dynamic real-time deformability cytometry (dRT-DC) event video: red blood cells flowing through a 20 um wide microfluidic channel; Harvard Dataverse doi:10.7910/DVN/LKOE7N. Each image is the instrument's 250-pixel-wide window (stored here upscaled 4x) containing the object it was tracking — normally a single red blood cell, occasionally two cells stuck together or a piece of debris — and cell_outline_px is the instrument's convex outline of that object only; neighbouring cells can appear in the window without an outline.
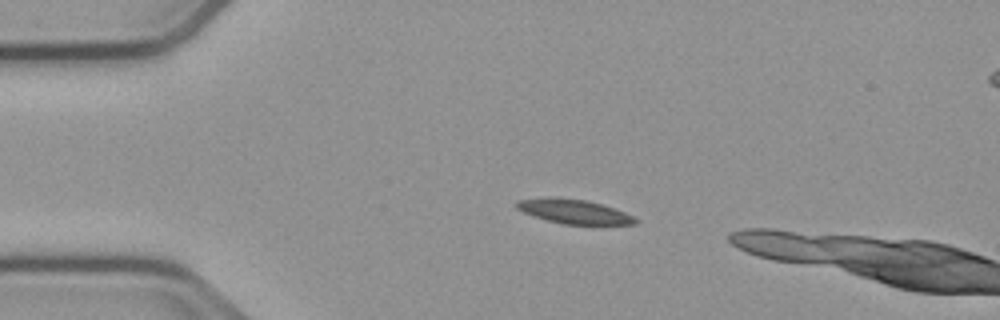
{"species": "common noctule bat (a hibernating species)", "species_latin": "Nyctalus noctula", "temperature_condition": "cold", "stored_images_in_passage": 11, "camera_frame_rate_fps": 3000, "um_per_image_px": 0.085, "animal": {"sex": "male", "body_mass_g": 23.1, "forearm_length_mm": 52.7}, "frame": {"image": 1, "passage_image": 8, "time_ms": 2.333, "image_size_px": [1000, 320], "cell_outline_px": [[636, 224], [564, 224], [548, 220], [524, 212], [516, 208], [516, 200], [548, 196], [552, 196], [584, 200], [600, 204], [624, 212], [632, 216], [636, 220]], "centroid_in_image_um": [48.71, 17.96], "position_along_channel_um": 36.3, "area_um2": 16.47}}